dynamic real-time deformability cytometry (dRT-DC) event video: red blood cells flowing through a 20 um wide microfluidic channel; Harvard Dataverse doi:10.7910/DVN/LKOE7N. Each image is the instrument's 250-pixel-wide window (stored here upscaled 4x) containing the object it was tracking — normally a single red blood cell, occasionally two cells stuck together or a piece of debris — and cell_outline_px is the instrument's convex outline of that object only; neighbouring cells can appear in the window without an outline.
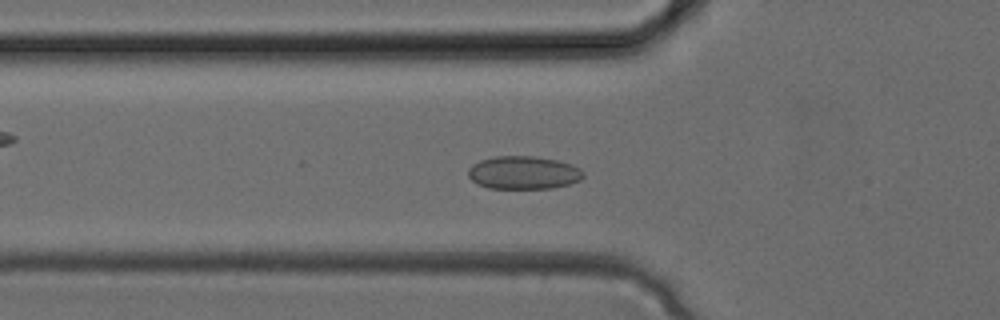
{"species": "common noctule bat (a hibernating species)", "species_latin": "Nyctalus noctula", "temperature_condition": "cold", "stored_images_in_passage": 24, "camera_frame_rate_fps": 3000, "um_per_image_px": 0.085, "animal": {"sex": "female", "body_mass_g": 24.6, "forearm_length_mm": 56.2}, "frame": {"image": 1, "passage_image": 2, "time_ms": 0.333, "image_size_px": [1000, 320], "cell_outline_px": [[584, 176], [580, 180], [568, 184], [552, 188], [488, 188], [472, 180], [468, 176], [468, 168], [472, 164], [480, 160], [496, 156], [532, 156], [556, 160], [572, 164], [580, 168], [584, 172]], "centroid_in_image_um": [44.5, 14.67], "position_along_channel_um": 81.3, "area_um2": 22.14}}
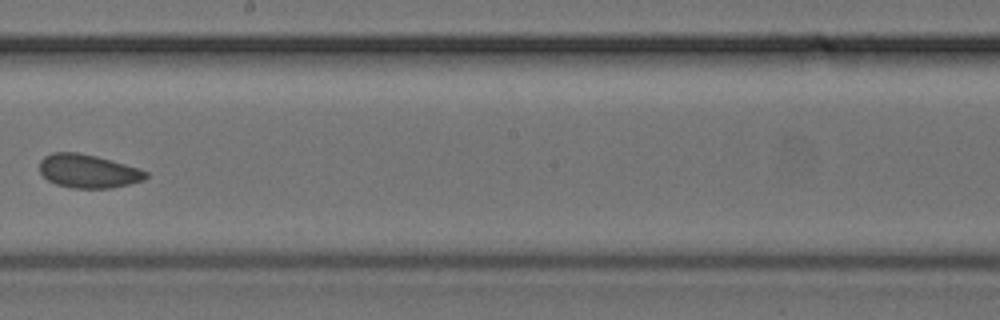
{"frame": {"image": 2, "passage_image": 10, "time_ms": 3.0, "image_size_px": [1000, 320], "cell_outline_px": [[148, 176], [144, 180], [112, 188], [72, 188], [56, 184], [48, 180], [40, 172], [40, 160], [44, 156], [52, 152], [76, 152], [96, 156], [140, 168], [148, 172]], "centroid_in_image_um": [7.5, 14.54], "position_along_channel_um": 240.7, "area_um2": 20.81}}
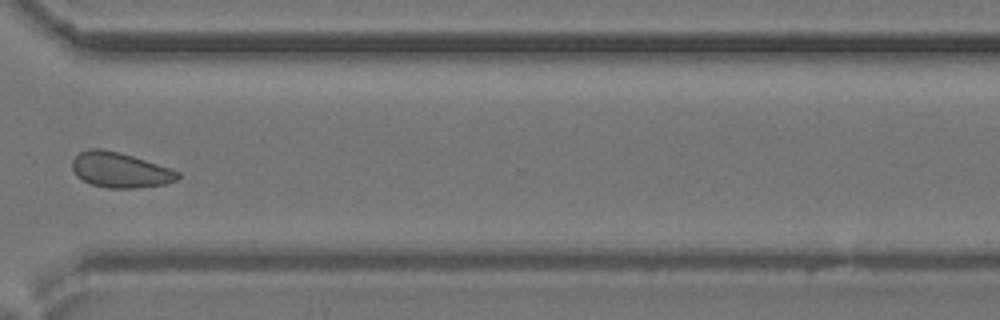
{"frame": {"image": 3, "passage_image": 16, "time_ms": 5.0, "image_size_px": [1000, 320], "cell_outline_px": [[180, 176], [176, 180], [164, 184], [136, 188], [108, 188], [92, 184], [76, 176], [72, 168], [72, 160], [80, 152], [88, 148], [100, 148], [120, 152], [180, 172]], "centroid_in_image_um": [10.17, 14.44], "position_along_channel_um": 360.4, "area_um2": 21.44}}